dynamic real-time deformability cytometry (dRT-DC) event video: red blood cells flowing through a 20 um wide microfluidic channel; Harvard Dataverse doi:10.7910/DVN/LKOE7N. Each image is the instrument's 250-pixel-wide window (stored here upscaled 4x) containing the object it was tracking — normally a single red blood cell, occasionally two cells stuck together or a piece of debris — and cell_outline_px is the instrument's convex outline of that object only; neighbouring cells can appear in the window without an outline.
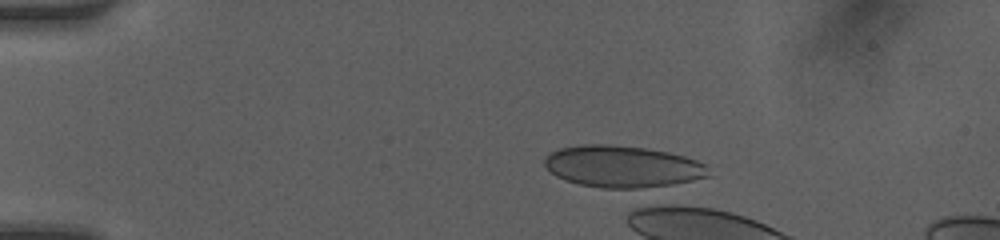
{"species": "human", "species_latin": "Homo sapiens", "temperature_condition": "room temperature", "stored_images_in_passage": 2, "camera_frame_rate_fps": 3000, "um_per_image_px": 0.085, "donor": {"sex": "female"}, "frame": {"image": 1, "passage_image": 2, "time_ms": 0.333, "image_size_px": [1000, 240], "cell_outline_px": [[712, 176], [664, 188], [632, 192], [600, 188], [580, 184], [556, 176], [544, 164], [544, 156], [548, 152], [560, 148], [580, 144], [608, 144], [644, 148], [668, 152], [684, 156], [696, 160], [704, 164]], "centroid_in_image_um": [52.98, 14.21], "position_along_channel_um": 32.0, "area_um2": 41.44}}